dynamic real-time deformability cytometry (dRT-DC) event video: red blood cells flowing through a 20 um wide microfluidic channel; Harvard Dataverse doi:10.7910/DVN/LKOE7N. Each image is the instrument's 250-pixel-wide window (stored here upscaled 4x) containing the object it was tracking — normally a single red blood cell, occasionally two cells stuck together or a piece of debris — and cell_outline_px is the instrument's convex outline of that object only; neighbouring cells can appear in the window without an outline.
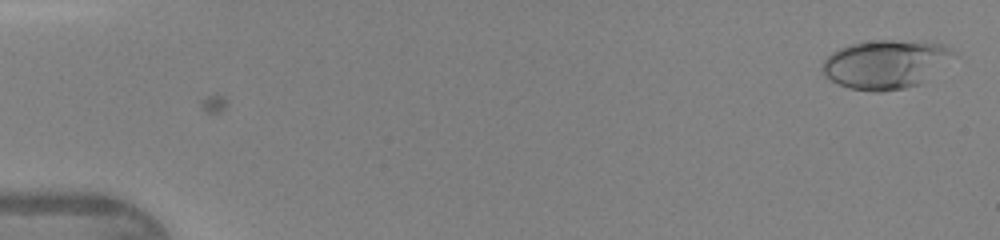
{"species": "human", "species_latin": "Homo sapiens", "temperature_condition": "warm", "stored_images_in_passage": 3, "camera_frame_rate_fps": 3000, "um_per_image_px": 0.085, "donor": {"sex": "female"}, "frame": {"image": 1, "passage_image": 2, "time_ms": 0.333, "image_size_px": [1000, 240], "cell_outline_px": [[956, 52], [920, 84], [904, 88], [880, 92], [872, 92], [852, 88], [840, 84], [824, 76], [820, 68], [820, 64], [832, 52], [840, 48], [852, 44], [876, 40], [892, 40], [944, 44], [952, 48]], "centroid_in_image_um": [75.21, 5.46], "position_along_channel_um": 9.8, "area_um2": 36.65}}